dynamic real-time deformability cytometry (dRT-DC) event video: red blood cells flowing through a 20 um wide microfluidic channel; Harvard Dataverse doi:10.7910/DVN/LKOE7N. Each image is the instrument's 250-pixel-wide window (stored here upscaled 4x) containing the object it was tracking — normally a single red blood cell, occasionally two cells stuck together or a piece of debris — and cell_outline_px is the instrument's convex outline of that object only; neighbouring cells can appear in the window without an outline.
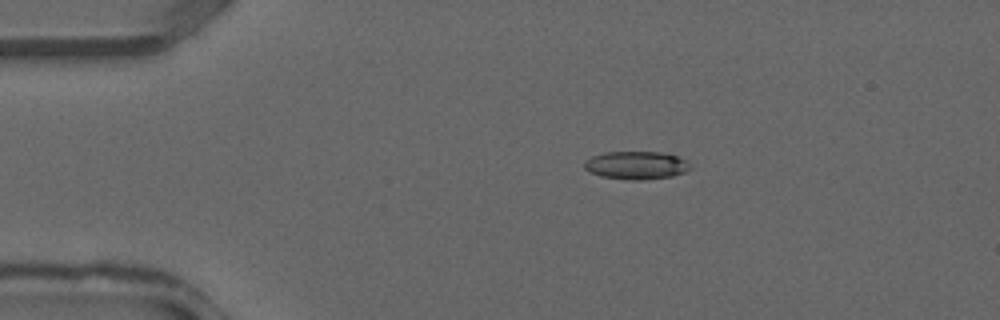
{"species": "common noctule bat (a hibernating species)", "species_latin": "Nyctalus noctula", "temperature_condition": "warm", "stored_images_in_passage": 14, "camera_frame_rate_fps": 3000, "um_per_image_px": 0.085, "animal": {"sex": "male", "forearm_length_mm": 52.5}, "frame": {"image": 1, "passage_image": 7, "time_ms": 2.0, "image_size_px": [1000, 320], "cell_outline_px": [[692, 168], [684, 172], [672, 176], [644, 180], [632, 180], [600, 176], [588, 172], [584, 168], [584, 160], [592, 156], [604, 152], [664, 152], [676, 156], [692, 164]], "centroid_in_image_um": [54.06, 14.05], "position_along_channel_um": 30.9, "area_um2": 17.46}}
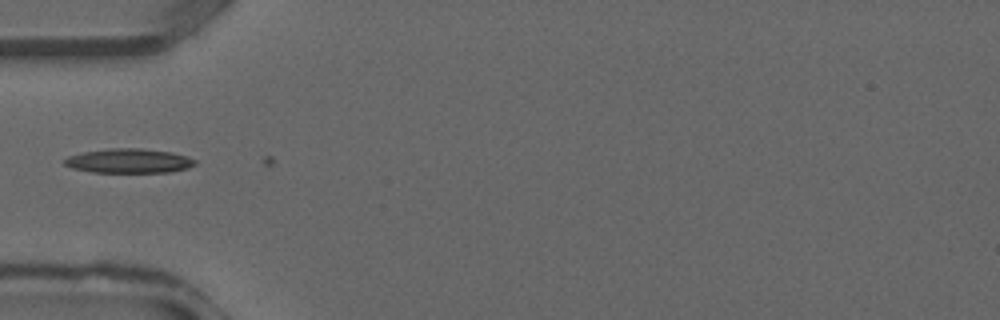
{"frame": {"image": 2, "passage_image": 12, "time_ms": 3.667, "image_size_px": [1000, 320], "cell_outline_px": [[196, 164], [188, 168], [168, 172], [92, 172], [72, 168], [64, 164], [64, 160], [68, 156], [84, 152], [112, 148], [140, 148], [172, 152], [188, 156], [196, 160]], "centroid_in_image_um": [10.98, 13.67], "position_along_channel_um": 74.0, "area_um2": 18.5}}